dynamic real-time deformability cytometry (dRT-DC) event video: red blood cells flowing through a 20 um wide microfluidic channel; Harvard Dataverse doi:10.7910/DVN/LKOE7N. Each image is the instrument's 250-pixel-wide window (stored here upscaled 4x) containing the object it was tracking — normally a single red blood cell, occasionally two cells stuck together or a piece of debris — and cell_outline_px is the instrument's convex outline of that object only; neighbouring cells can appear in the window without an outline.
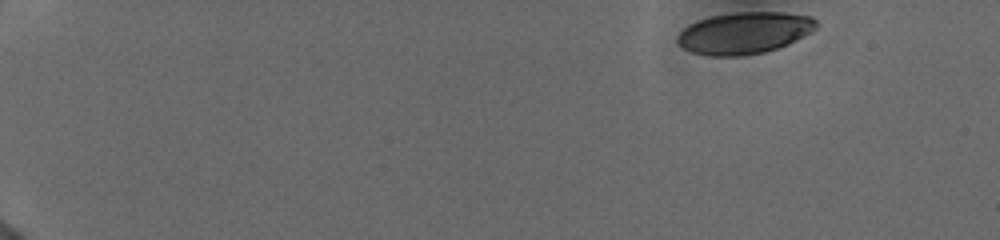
{"species": "human", "species_latin": "Homo sapiens", "temperature_condition": "cold", "stored_images_in_passage": 25, "camera_frame_rate_fps": 3000, "um_per_image_px": 0.085, "donor": {"sex": "female"}, "frame": {"image": 1, "passage_image": 1, "time_ms": 0.0, "image_size_px": [1000, 240], "cell_outline_px": [[816, 28], [812, 32], [788, 44], [764, 52], [740, 56], [708, 56], [692, 52], [676, 44], [676, 36], [688, 24], [712, 16], [736, 12], [784, 12], [812, 16], [816, 20]], "centroid_in_image_um": [63.26, 2.8], "position_along_channel_um": 21.7, "area_um2": 33.87}}
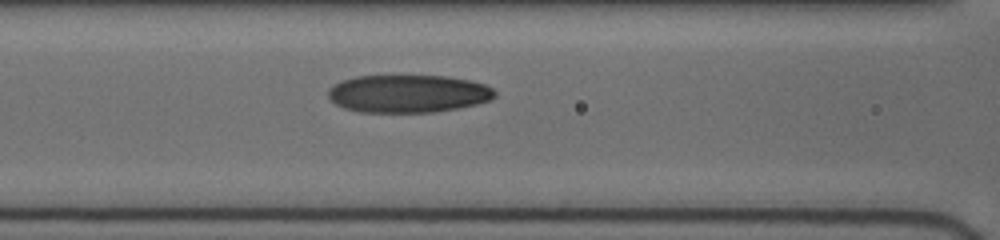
{"frame": {"image": 2, "passage_image": 21, "time_ms": 6.667, "image_size_px": [1000, 240], "cell_outline_px": [[496, 96], [488, 100], [476, 104], [456, 108], [432, 112], [360, 112], [344, 108], [328, 100], [328, 88], [332, 84], [356, 76], [448, 76], [468, 80], [484, 84], [492, 88], [496, 92]], "centroid_in_image_um": [34.64, 7.96], "position_along_channel_um": 132.0, "area_um2": 36.7}}
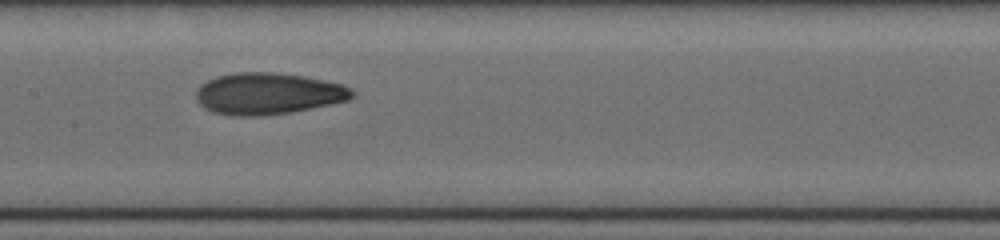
{"frame": {"image": 3, "passage_image": 24, "time_ms": 8.0, "image_size_px": [1000, 240], "cell_outline_px": [[356, 92], [348, 100], [332, 104], [292, 112], [256, 116], [232, 116], [212, 112], [204, 108], [196, 100], [196, 88], [200, 84], [216, 76], [232, 72], [272, 72], [304, 76], [340, 84], [352, 88]], "centroid_in_image_um": [22.75, 7.96], "position_along_channel_um": 184.7, "area_um2": 38.09}}